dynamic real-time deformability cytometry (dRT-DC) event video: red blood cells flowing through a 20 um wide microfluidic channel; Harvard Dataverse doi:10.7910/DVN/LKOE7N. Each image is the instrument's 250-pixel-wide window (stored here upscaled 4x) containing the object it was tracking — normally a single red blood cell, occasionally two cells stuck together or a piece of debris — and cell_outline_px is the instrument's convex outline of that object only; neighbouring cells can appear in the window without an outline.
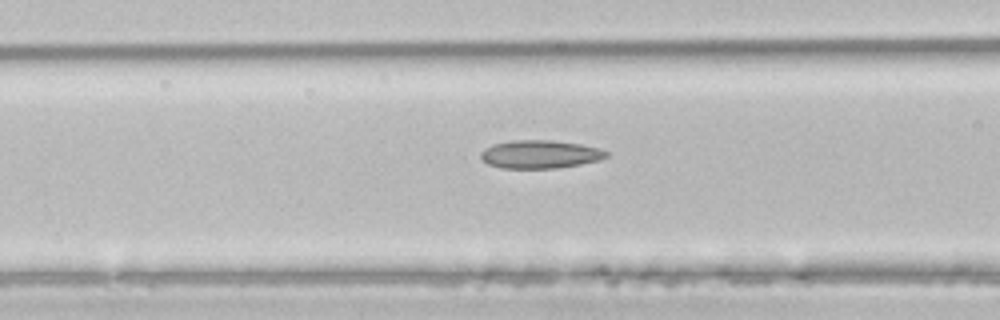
{"species": "common noctule bat (a hibernating species)", "species_latin": "Nyctalus noctula", "temperature_condition": "room temperature", "stored_images_in_passage": 4, "segment_of_instrument_passage": [2, 2], "camera_frame_rate_fps": 3000, "um_per_image_px": 0.085, "animal": {"sex": "male", "body_mass_g": 21.5, "forearm_length_mm": 52.0}, "frame": {"image": 1, "passage_image": 4, "time_ms": 1.0, "image_size_px": [1000, 320], "cell_outline_px": [[608, 156], [600, 160], [580, 164], [556, 168], [500, 168], [488, 164], [480, 156], [480, 152], [484, 148], [492, 144], [512, 140], [552, 140], [580, 144], [600, 148], [608, 152]], "centroid_in_image_um": [45.89, 13.11], "position_along_channel_um": 120.7, "area_um2": 20.69}}